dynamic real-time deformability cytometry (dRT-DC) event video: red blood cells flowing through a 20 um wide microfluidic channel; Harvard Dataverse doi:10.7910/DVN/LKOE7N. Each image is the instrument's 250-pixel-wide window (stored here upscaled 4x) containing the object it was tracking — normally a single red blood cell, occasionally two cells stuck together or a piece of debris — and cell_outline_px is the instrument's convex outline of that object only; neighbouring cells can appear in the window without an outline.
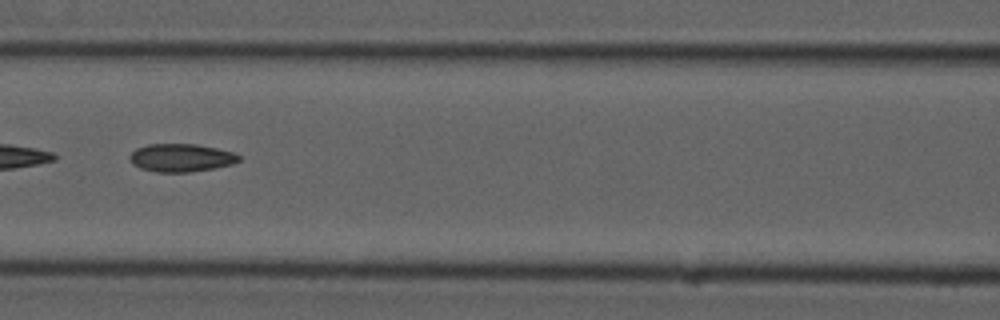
{"species": "common noctule bat (a hibernating species)", "species_latin": "Nyctalus noctula", "temperature_condition": "cold", "stored_images_in_passage": 9, "camera_frame_rate_fps": 3000, "um_per_image_px": 0.085, "animal": {"sex": "male", "forearm_length_mm": 52.5}, "frame": {"image": 1, "passage_image": 6, "time_ms": 6.667, "image_size_px": [1000, 320], "cell_outline_px": [[240, 160], [232, 164], [216, 168], [188, 172], [156, 172], [140, 168], [132, 164], [128, 156], [136, 148], [148, 144], [196, 144], [216, 148], [232, 152], [240, 156]], "centroid_in_image_um": [15.37, 13.41], "position_along_channel_um": 151.2, "area_um2": 17.86}}
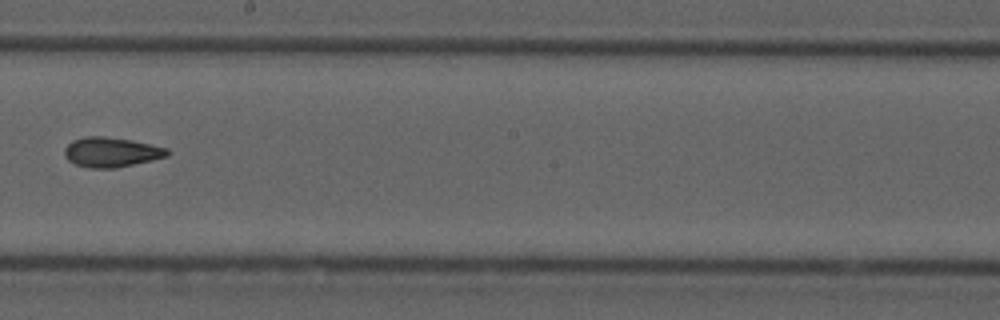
{"frame": {"image": 2, "passage_image": 8, "time_ms": 9.0, "image_size_px": [1000, 320], "cell_outline_px": [[172, 152], [168, 156], [152, 160], [116, 168], [88, 168], [76, 164], [68, 160], [64, 156], [64, 148], [72, 140], [88, 136], [104, 136], [132, 140], [168, 148]], "centroid_in_image_um": [9.47, 12.93], "position_along_channel_um": 238.7, "area_um2": 17.98}}
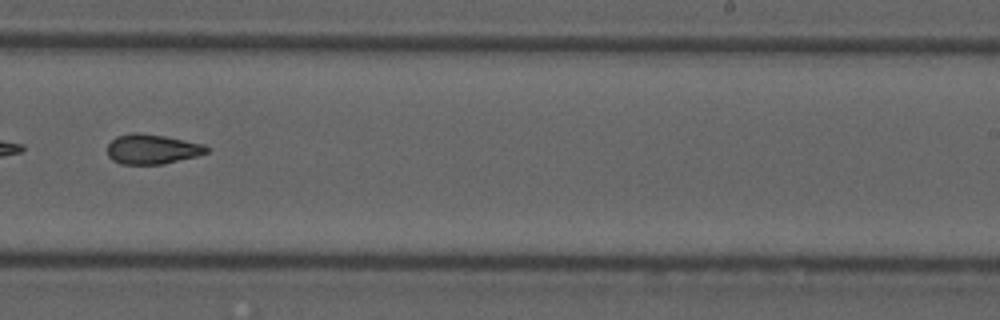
{"frame": {"image": 3, "passage_image": 9, "time_ms": 10.0, "image_size_px": [1000, 320], "cell_outline_px": [[208, 152], [196, 156], [164, 164], [120, 164], [112, 160], [108, 156], [108, 144], [116, 136], [132, 132], [140, 132], [164, 136], [204, 144], [208, 148]], "centroid_in_image_um": [12.9, 12.67], "position_along_channel_um": 276.1, "area_um2": 17.28}}